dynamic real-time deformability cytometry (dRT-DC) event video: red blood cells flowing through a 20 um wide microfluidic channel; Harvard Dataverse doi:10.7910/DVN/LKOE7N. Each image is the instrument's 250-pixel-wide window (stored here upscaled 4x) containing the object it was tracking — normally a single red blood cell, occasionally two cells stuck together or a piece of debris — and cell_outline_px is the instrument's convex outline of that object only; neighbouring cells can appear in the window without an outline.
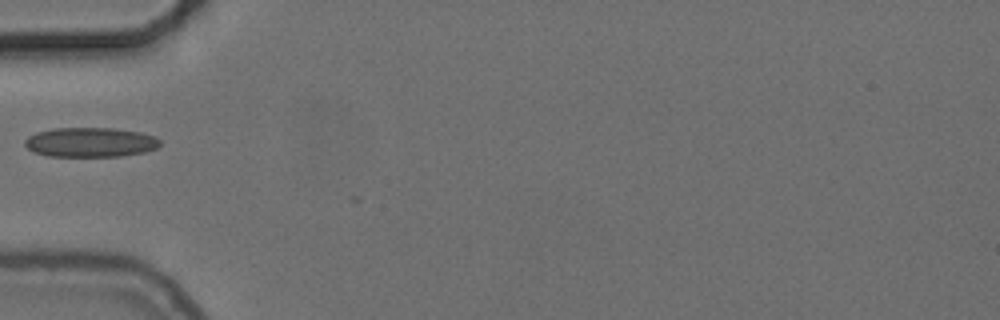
{"species": "common noctule bat (a hibernating species)", "species_latin": "Nyctalus noctula", "temperature_condition": "cold", "stored_images_in_passage": 5, "camera_frame_rate_fps": 3000, "um_per_image_px": 0.085, "animal": {"sex": "female", "body_mass_g": 24.6, "forearm_length_mm": 56.2}, "frame": {"image": 1, "passage_image": 1, "time_ms": 0.0, "image_size_px": [1000, 320], "cell_outline_px": [[160, 144], [156, 148], [144, 152], [120, 156], [48, 156], [36, 152], [28, 148], [24, 144], [24, 140], [28, 136], [36, 132], [52, 128], [112, 128], [140, 132], [156, 136], [160, 140]], "centroid_in_image_um": [7.68, 12.08], "position_along_channel_um": 77.3, "area_um2": 23.29}}
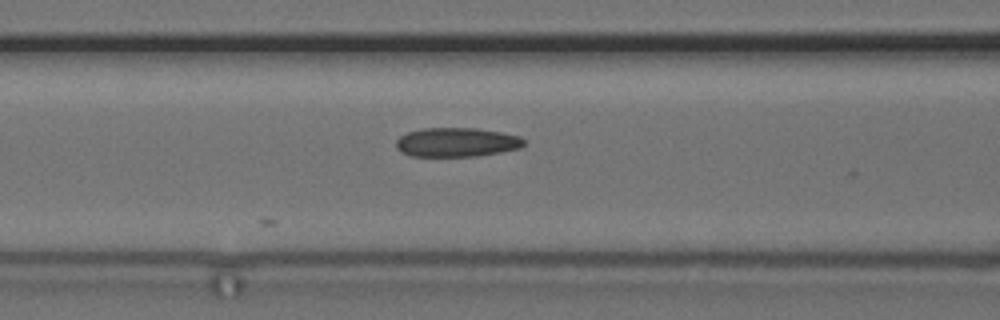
{"frame": {"image": 2, "passage_image": 5, "time_ms": 1.333, "image_size_px": [1000, 320], "cell_outline_px": [[524, 144], [520, 148], [500, 152], [476, 156], [408, 156], [400, 152], [396, 148], [396, 140], [400, 136], [408, 132], [424, 128], [476, 128], [500, 132], [520, 136], [524, 140]], "centroid_in_image_um": [38.78, 12.09], "position_along_channel_um": 127.8, "area_um2": 21.73}}